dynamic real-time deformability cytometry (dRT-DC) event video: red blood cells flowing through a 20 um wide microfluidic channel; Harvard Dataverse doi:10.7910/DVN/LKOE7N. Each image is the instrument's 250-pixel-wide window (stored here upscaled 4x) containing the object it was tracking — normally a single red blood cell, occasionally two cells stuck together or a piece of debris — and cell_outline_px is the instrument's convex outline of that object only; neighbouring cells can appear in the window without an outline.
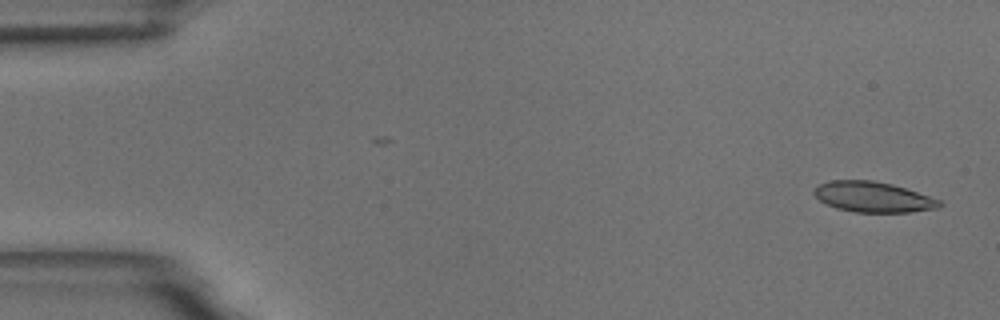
{"species": "common noctule bat (a hibernating species)", "species_latin": "Nyctalus noctula", "temperature_condition": "room temperature", "stored_images_in_passage": 55, "camera_frame_rate_fps": 3000, "um_per_image_px": 0.085, "animal": {"sex": "male", "body_mass_g": 18.8}, "frame": {"image": 1, "passage_image": 2, "time_ms": 0.333, "image_size_px": [1000, 320], "cell_outline_px": [[944, 204], [940, 208], [912, 212], [856, 212], [836, 208], [820, 200], [812, 192], [820, 184], [828, 180], [872, 180], [892, 184], [940, 200]], "centroid_in_image_um": [74.23, 16.74], "position_along_channel_um": 10.8, "area_um2": 22.14}}
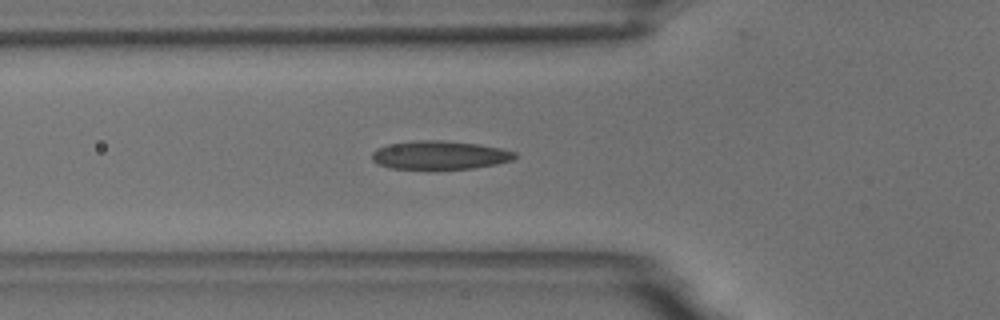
{"frame": {"image": 2, "passage_image": 19, "time_ms": 6.0, "image_size_px": [1000, 320], "cell_outline_px": [[516, 156], [512, 160], [496, 164], [472, 168], [388, 168], [376, 164], [372, 160], [372, 152], [376, 148], [388, 144], [420, 140], [444, 140], [480, 144], [500, 148], [516, 152]], "centroid_in_image_um": [37.35, 13.17], "position_along_channel_um": 88.5, "area_um2": 23.64}}
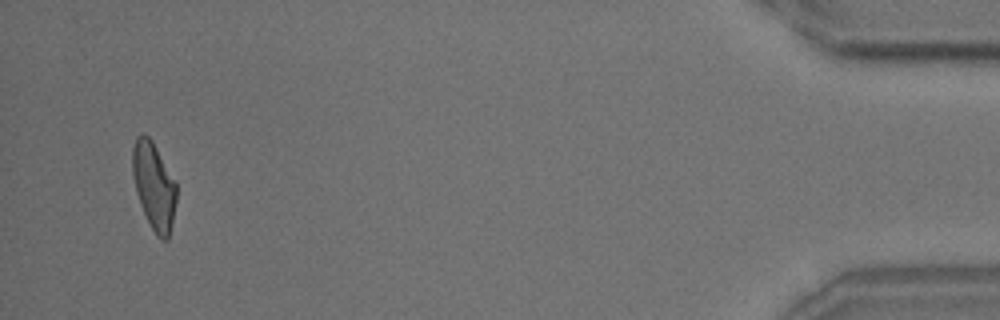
{"frame": {"image": 3, "passage_image": 53, "time_ms": 17.333, "image_size_px": [1000, 320], "cell_outline_px": [[176, 200], [168, 240], [160, 240], [156, 236], [140, 204], [136, 192], [132, 176], [132, 148], [136, 136], [144, 132], [152, 140], [176, 180]], "centroid_in_image_um": [13.07, 15.76], "position_along_channel_um": 422.1, "area_um2": 22.48}, "authors_computed_cell_mechanics": {"area_um2": 23.1778, "velocity_mm_per_s": 3.6398, "shape_relaxation_time_tau1_ms": 5.3106, "shape_relaxation_time_tau2_ms": 1.7528, "deformation_change_tau1": 0.1576, "deformation_change_tau2": 0.0914}}